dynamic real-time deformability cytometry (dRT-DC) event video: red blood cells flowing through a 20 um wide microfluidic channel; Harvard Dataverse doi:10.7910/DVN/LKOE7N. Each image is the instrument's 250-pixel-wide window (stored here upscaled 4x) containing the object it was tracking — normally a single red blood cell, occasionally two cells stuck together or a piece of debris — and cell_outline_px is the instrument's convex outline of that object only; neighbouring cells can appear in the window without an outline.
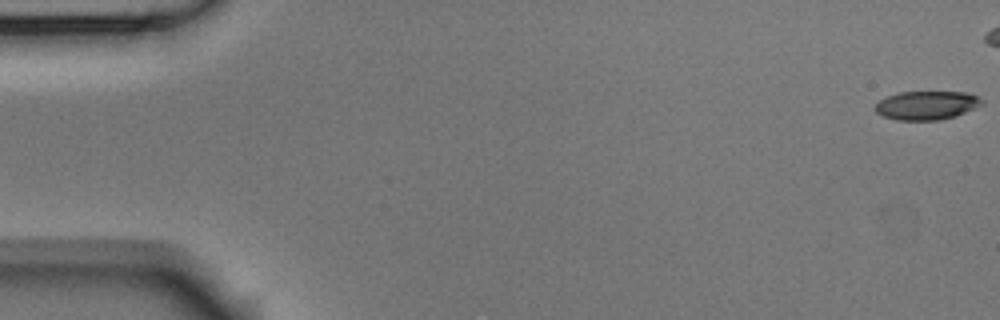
{"species": "Egyptian fruit bat (a non-hibernating species)", "species_latin": "Rousettus aegyptiacus", "temperature_condition": "room temperature", "stored_images_in_passage": 5, "camera_frame_rate_fps": 3000, "um_per_image_px": 0.085, "animal": {"sex": "male"}, "frame": {"image": 1, "passage_image": 1, "time_ms": 0.0, "image_size_px": [1000, 320], "cell_outline_px": [[984, 104], [956, 116], [940, 120], [896, 120], [884, 116], [876, 112], [876, 104], [880, 100], [888, 96], [900, 92], [968, 92], [984, 100]], "centroid_in_image_um": [78.8, 8.95], "position_along_channel_um": 6.2, "area_um2": 17.8}}